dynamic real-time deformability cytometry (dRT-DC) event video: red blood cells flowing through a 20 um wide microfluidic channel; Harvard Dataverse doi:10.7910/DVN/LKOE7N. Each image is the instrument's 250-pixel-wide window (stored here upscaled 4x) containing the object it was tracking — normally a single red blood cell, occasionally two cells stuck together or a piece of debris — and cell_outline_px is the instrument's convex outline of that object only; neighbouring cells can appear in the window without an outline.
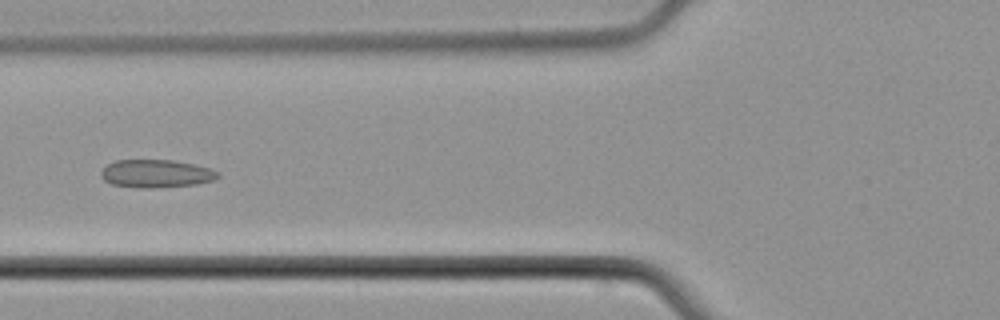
{"species": "common noctule bat (a hibernating species)", "species_latin": "Nyctalus noctula", "temperature_condition": "cold", "stored_images_in_passage": 6, "camera_frame_rate_fps": 3000, "um_per_image_px": 0.085, "animal": {"sex": "male", "body_mass_g": 21.5, "forearm_length_mm": 52.0}, "frame": {"image": 1, "passage_image": 6, "time_ms": 6.0, "image_size_px": [1000, 320], "cell_outline_px": [[220, 176], [212, 180], [196, 184], [148, 188], [136, 188], [112, 184], [104, 180], [100, 176], [100, 172], [108, 164], [116, 160], [172, 160], [196, 164], [220, 172]], "centroid_in_image_um": [13.26, 14.75], "position_along_channel_um": 112.5, "area_um2": 19.02}}